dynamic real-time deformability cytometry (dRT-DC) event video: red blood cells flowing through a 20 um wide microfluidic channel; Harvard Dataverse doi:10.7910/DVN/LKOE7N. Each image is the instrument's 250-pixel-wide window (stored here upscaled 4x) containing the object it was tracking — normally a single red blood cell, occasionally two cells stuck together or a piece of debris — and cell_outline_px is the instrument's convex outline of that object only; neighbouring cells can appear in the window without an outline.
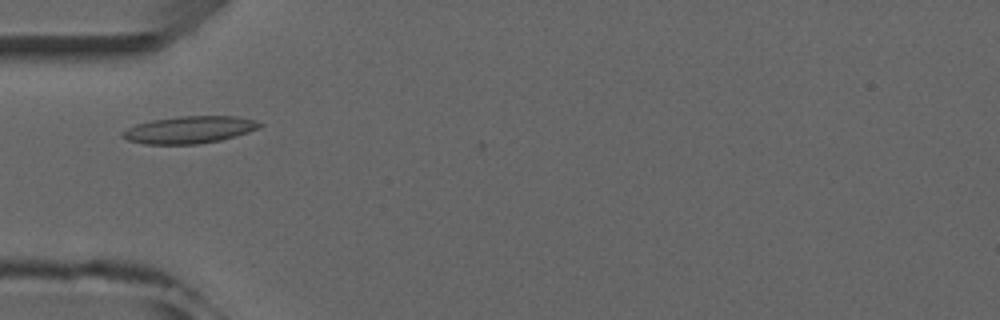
{"species": "common noctule bat (a hibernating species)", "species_latin": "Nyctalus noctula", "temperature_condition": "room temperature", "stored_images_in_passage": 5, "camera_frame_rate_fps": 3000, "um_per_image_px": 0.085, "animal": {"sex": "male", "forearm_length_mm": 52.5}, "frame": {"image": 1, "passage_image": 4, "time_ms": 3.667, "image_size_px": [1000, 320], "cell_outline_px": [[264, 124], [260, 128], [236, 136], [220, 140], [196, 144], [144, 144], [128, 140], [120, 136], [120, 132], [136, 124], [152, 120], [180, 116], [236, 116], [256, 120]], "centroid_in_image_um": [16.11, 11.02], "position_along_channel_um": 68.9, "area_um2": 21.79}}
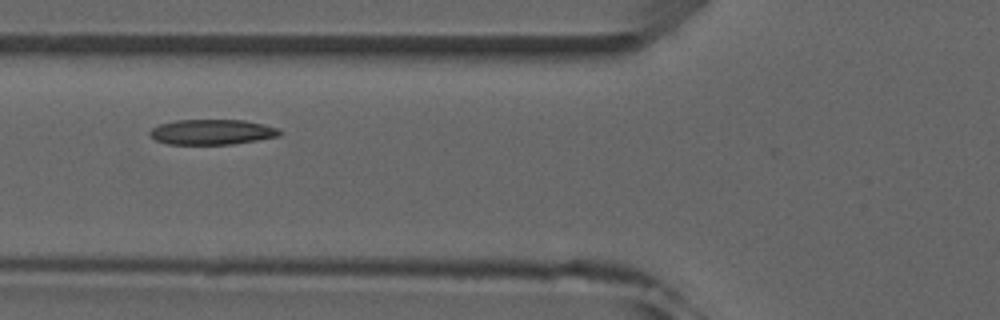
{"frame": {"image": 2, "passage_image": 5, "time_ms": 4.667, "image_size_px": [1000, 320], "cell_outline_px": [[284, 132], [280, 136], [232, 144], [168, 144], [156, 140], [148, 132], [152, 128], [160, 124], [176, 120], [244, 120], [264, 124], [280, 128]], "centroid_in_image_um": [18.07, 11.21], "position_along_channel_um": 107.7, "area_um2": 19.13}}